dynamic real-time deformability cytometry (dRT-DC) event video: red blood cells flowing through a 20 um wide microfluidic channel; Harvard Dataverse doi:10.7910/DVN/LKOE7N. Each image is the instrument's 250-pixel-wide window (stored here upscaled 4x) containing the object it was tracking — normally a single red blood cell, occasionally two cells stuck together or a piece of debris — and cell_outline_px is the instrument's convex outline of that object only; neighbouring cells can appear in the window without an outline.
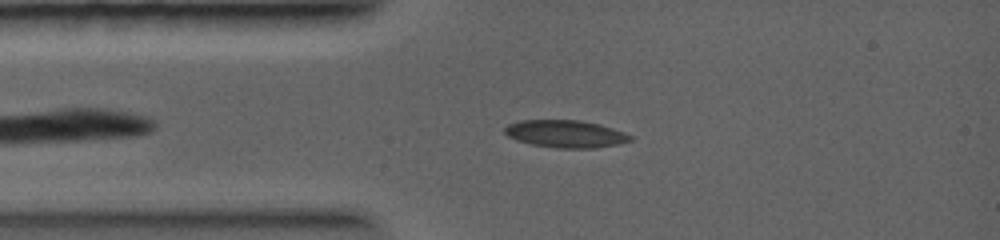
{"species": "common noctule bat (a hibernating species)", "species_latin": "Nyctalus noctula", "temperature_condition": "warm", "stored_images_in_passage": 4, "camera_frame_rate_fps": 5000, "um_per_image_px": 0.085, "animal": {"sex": "female", "body_mass_g": 19.0, "forearm_length_mm": 56.7}, "frame": {"image": 1, "passage_image": 1, "time_ms": 0.0, "image_size_px": [1000, 240], "cell_outline_px": [[632, 140], [620, 144], [596, 148], [556, 148], [532, 144], [516, 140], [508, 136], [504, 132], [504, 128], [508, 124], [520, 120], [580, 120], [600, 124], [624, 132], [632, 136]], "centroid_in_image_um": [48.08, 11.38], "position_along_channel_um": 36.9, "area_um2": 20.17}}